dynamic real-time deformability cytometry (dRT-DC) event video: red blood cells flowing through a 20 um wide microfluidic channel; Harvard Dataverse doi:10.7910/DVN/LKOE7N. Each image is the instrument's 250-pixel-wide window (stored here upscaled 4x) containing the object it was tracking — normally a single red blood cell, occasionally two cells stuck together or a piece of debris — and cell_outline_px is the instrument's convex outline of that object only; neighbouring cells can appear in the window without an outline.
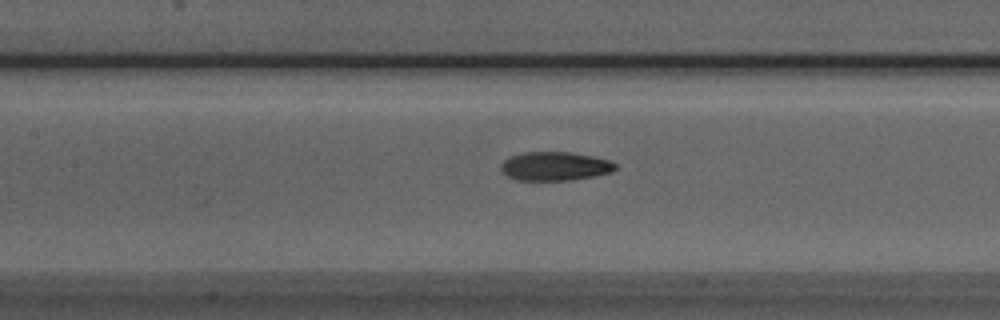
{"species": "Egyptian fruit bat (a non-hibernating species)", "species_latin": "Rousettus aegyptiacus", "temperature_condition": "room temperature", "stored_images_in_passage": 45, "camera_frame_rate_fps": 3000, "um_per_image_px": 0.085, "animal": {"sex": "male"}, "frame": {"image": 1, "passage_image": 16, "time_ms": 5.0, "image_size_px": [1000, 320], "cell_outline_px": [[616, 168], [612, 172], [572, 180], [516, 180], [508, 176], [500, 168], [500, 164], [508, 156], [524, 152], [568, 152], [592, 156], [608, 160], [616, 164]], "centroid_in_image_um": [47.13, 14.12], "position_along_channel_um": 160.3, "area_um2": 19.13}}
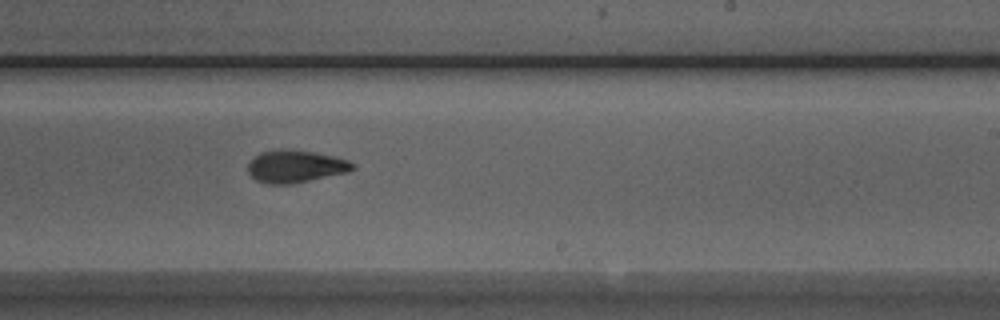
{"frame": {"image": 2, "passage_image": 24, "time_ms": 7.667, "image_size_px": [1000, 320], "cell_outline_px": [[356, 168], [348, 172], [292, 184], [264, 184], [256, 180], [248, 172], [248, 164], [260, 152], [280, 148], [312, 152], [332, 156], [348, 160], [356, 164]], "centroid_in_image_um": [25.12, 14.15], "position_along_channel_um": 263.9, "area_um2": 19.83}}
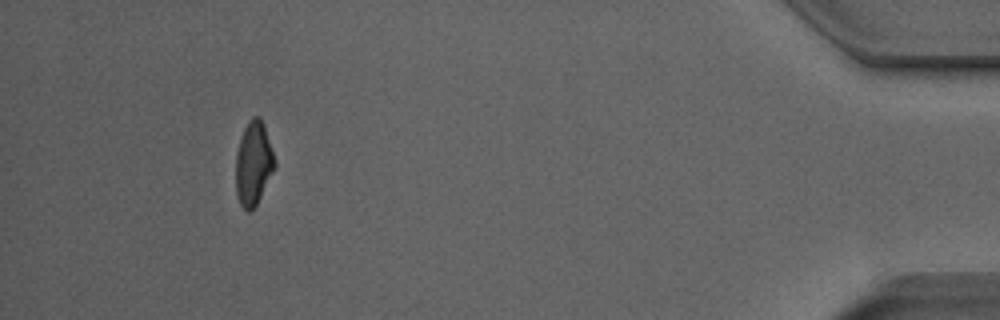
{"frame": {"image": 3, "passage_image": 41, "time_ms": 13.333, "image_size_px": [1000, 320], "cell_outline_px": [[276, 164], [256, 204], [248, 212], [240, 204], [236, 196], [236, 152], [244, 128], [248, 120], [252, 116], [260, 116], [264, 124], [276, 160]], "centroid_in_image_um": [21.54, 13.84], "position_along_channel_um": 413.7, "area_um2": 18.84}, "authors_computed_cell_mechanics": {"area_um2": 19.4208, "velocity_mm_per_s": 3.9003, "shape_relaxation_time_tau1_ms": 3.2408, "shape_relaxation_time_tau2_ms": 2.5811, "deformation_change_tau1": 0.1568, "deformation_change_tau2": 0.0966}}